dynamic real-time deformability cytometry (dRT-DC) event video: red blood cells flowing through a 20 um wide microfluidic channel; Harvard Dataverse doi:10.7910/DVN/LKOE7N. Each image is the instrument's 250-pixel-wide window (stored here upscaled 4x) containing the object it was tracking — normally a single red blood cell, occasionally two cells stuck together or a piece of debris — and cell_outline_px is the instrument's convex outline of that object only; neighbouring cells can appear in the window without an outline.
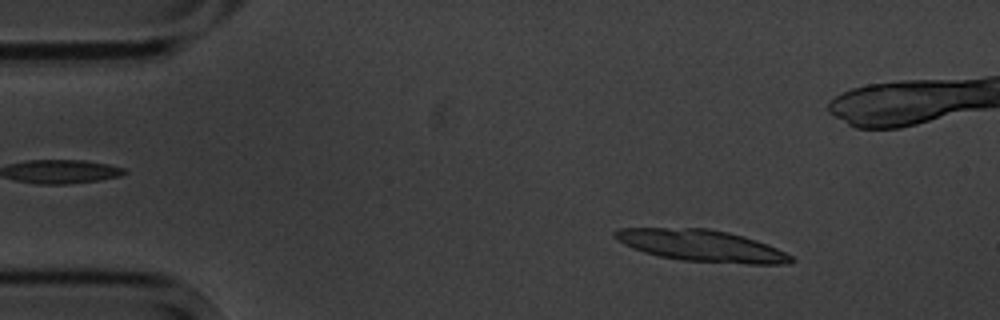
{"species": "common noctule bat (a hibernating species)", "species_latin": "Nyctalus noctula", "temperature_condition": "cold", "stored_images_in_passage": 5, "camera_frame_rate_fps": 3000, "um_per_image_px": 0.085, "animal": {"sex": "male", "body_mass_g": 20.1, "forearm_length_mm": 53.5}, "frame": {"image": 1, "passage_image": 2, "time_ms": 1.0, "image_size_px": [1000, 320], "cell_outline_px": [[796, 260], [792, 264], [748, 264], [680, 260], [660, 256], [644, 252], [632, 248], [616, 240], [612, 236], [612, 232], [616, 228], [708, 228], [728, 232], [744, 236], [756, 240], [776, 248], [792, 256]], "centroid_in_image_um": [59.61, 20.88], "position_along_channel_um": 25.4, "area_um2": 32.66}}